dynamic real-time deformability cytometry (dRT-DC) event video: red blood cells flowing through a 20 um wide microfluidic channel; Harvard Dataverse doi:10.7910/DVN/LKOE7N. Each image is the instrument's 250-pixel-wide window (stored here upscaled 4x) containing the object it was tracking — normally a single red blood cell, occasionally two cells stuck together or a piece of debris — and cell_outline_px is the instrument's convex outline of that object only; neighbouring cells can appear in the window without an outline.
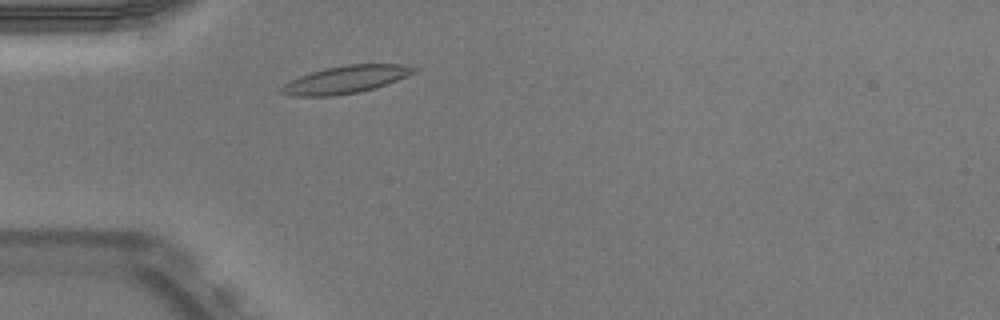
{"species": "Egyptian fruit bat (a non-hibernating species)", "species_latin": "Rousettus aegyptiacus", "temperature_condition": "warm", "stored_images_in_passage": 35, "camera_frame_rate_fps": 3000, "um_per_image_px": 0.085, "animal": {"sex": "male"}, "frame": {"image": 1, "passage_image": 4, "time_ms": 1.0, "image_size_px": [1000, 320], "cell_outline_px": [[416, 72], [376, 88], [360, 92], [332, 96], [292, 96], [280, 92], [276, 88], [300, 76], [324, 68], [348, 64], [400, 64], [416, 68]], "centroid_in_image_um": [29.34, 6.77], "position_along_channel_um": 55.7, "area_um2": 21.21}}
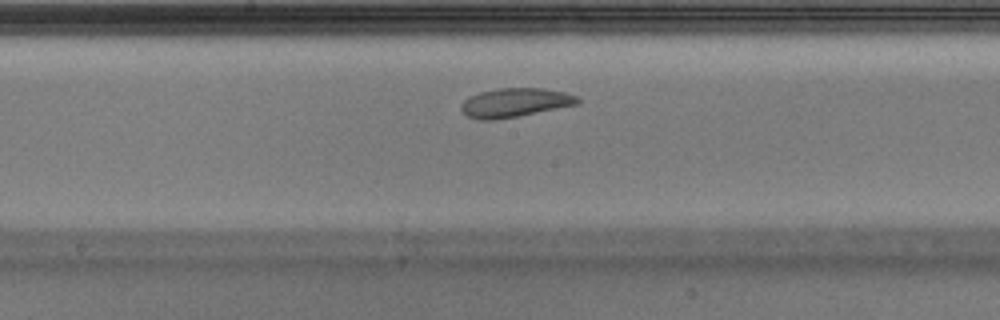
{"frame": {"image": 2, "passage_image": 16, "time_ms": 5.0, "image_size_px": [1000, 320], "cell_outline_px": [[580, 104], [496, 120], [480, 120], [468, 116], [460, 108], [460, 104], [468, 96], [480, 92], [500, 88], [544, 88], [564, 92], [576, 96], [580, 100]], "centroid_in_image_um": [43.76, 8.72], "position_along_channel_um": 204.4, "area_um2": 19.65}}
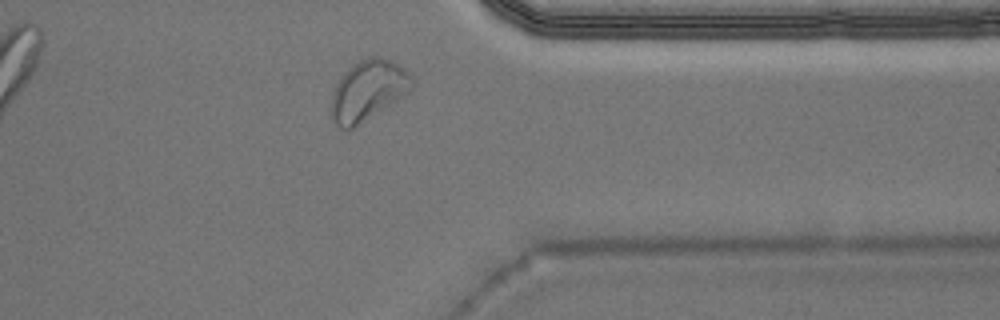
{"frame": {"image": 3, "passage_image": 30, "time_ms": 9.667, "image_size_px": [1000, 320], "cell_outline_px": [[408, 76], [404, 92], [400, 96], [348, 132], [340, 128], [332, 120], [332, 96], [336, 84], [340, 76], [352, 64], [360, 60], [372, 56], [380, 56], [392, 60], [404, 68], [408, 72]], "centroid_in_image_um": [31.15, 7.68], "position_along_channel_um": 380.2, "area_um2": 27.22}, "authors_computed_cell_mechanics": {"area_um2": 20.3456, "velocity_mm_per_s": 3.8906, "shape_relaxation_time_tau1_ms": 3.4668, "shape_relaxation_time_tau2_ms": 4.1423, "deformation_change_tau1": 0.1194, "deformation_change_tau2": 0.1046}}